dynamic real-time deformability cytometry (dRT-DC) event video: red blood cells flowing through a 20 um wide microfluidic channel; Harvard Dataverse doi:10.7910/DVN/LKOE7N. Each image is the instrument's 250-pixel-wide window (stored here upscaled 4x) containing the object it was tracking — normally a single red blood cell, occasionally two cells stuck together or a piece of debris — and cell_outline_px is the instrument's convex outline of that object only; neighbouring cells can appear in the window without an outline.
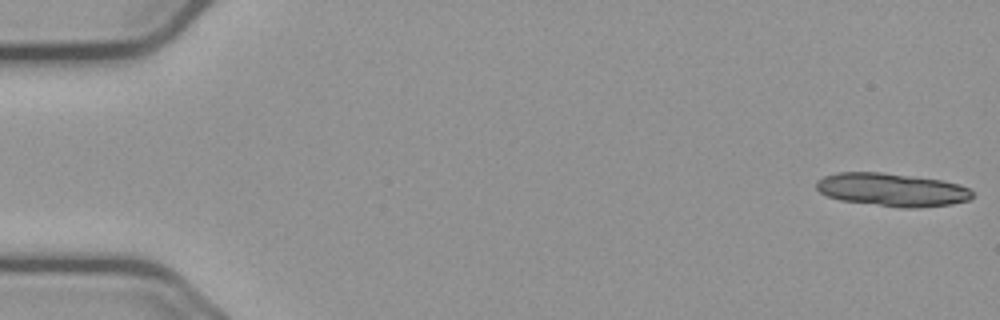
{"species": "common noctule bat (a hibernating species)", "species_latin": "Nyctalus noctula", "temperature_condition": "cold", "stored_images_in_passage": 16, "camera_frame_rate_fps": 3000, "um_per_image_px": 0.085, "animal": {"sex": "male", "body_mass_g": 23.1, "forearm_length_mm": 52.7}, "frame": {"image": 1, "passage_image": 1, "time_ms": 0.0, "image_size_px": [1000, 320], "cell_outline_px": [[972, 196], [968, 200], [952, 204], [920, 208], [900, 208], [840, 200], [828, 196], [820, 192], [816, 188], [816, 180], [824, 176], [840, 172], [880, 172], [944, 180], [960, 184], [968, 188], [972, 192]], "centroid_in_image_um": [75.82, 16.13], "position_along_channel_um": 9.2, "area_um2": 30.29}}